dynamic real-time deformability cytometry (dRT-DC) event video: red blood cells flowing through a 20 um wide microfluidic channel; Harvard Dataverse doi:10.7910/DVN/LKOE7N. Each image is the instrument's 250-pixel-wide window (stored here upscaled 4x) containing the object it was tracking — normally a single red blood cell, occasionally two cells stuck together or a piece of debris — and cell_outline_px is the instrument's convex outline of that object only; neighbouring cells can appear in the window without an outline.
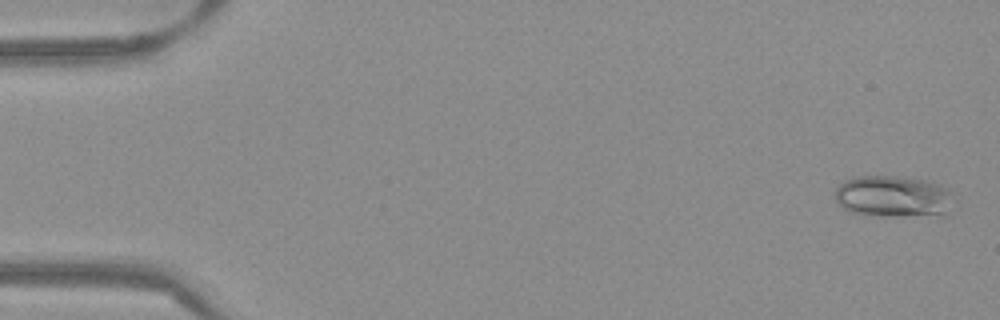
{"species": "Egyptian fruit bat (a non-hibernating species)", "species_latin": "Rousettus aegyptiacus", "temperature_condition": "warm", "stored_images_in_passage": 53, "camera_frame_rate_fps": 3000, "um_per_image_px": 0.085, "frame": {"image": 1, "passage_image": 2, "time_ms": 0.333, "image_size_px": [1000, 320], "cell_outline_px": [[948, 216], [888, 216], [852, 212], [844, 208], [836, 200], [832, 192], [844, 180], [860, 176], [900, 176], [924, 180], [940, 184], [948, 188]], "centroid_in_image_um": [75.89, 16.7], "position_along_channel_um": 9.1, "area_um2": 28.67}}
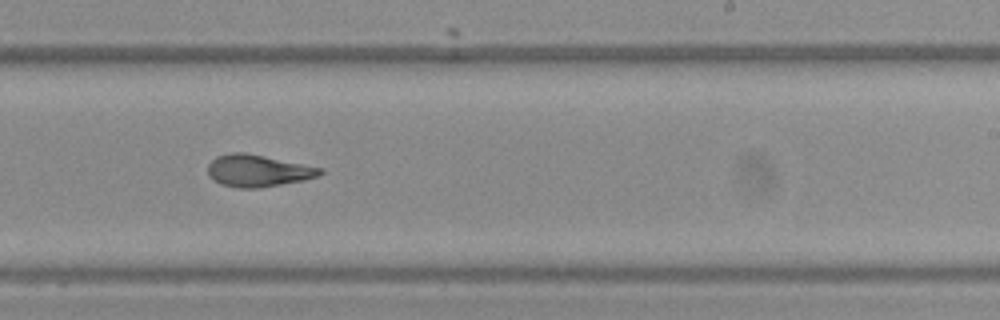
{"frame": {"image": 2, "passage_image": 33, "time_ms": 10.667, "image_size_px": [1000, 320], "cell_outline_px": [[324, 172], [316, 176], [304, 180], [256, 188], [240, 188], [220, 184], [208, 176], [208, 164], [216, 156], [232, 152], [244, 152], [324, 168]], "centroid_in_image_um": [21.9, 14.5], "position_along_channel_um": 267.1, "area_um2": 20.81}}
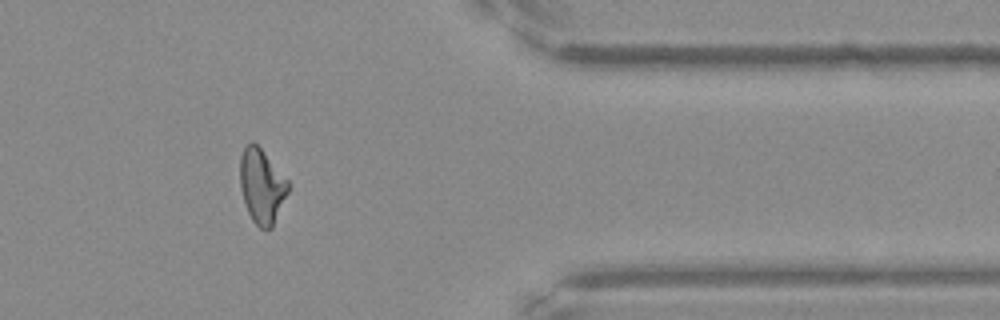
{"frame": {"image": 3, "passage_image": 44, "time_ms": 14.333, "image_size_px": [1000, 320], "cell_outline_px": [[292, 184], [272, 228], [260, 228], [252, 220], [244, 204], [240, 188], [240, 156], [244, 148], [252, 140], [260, 148]], "centroid_in_image_um": [22.26, 15.82], "position_along_channel_um": 389.1, "area_um2": 20.98}, "authors_computed_cell_mechanics": {"area_um2": 21.1548, "velocity_mm_per_s": 3.8533, "shape_relaxation_time_tau1_ms": 8.2963, "shape_relaxation_time_tau2_ms": 2.1745, "deformation_change_tau1": 0.2559, "deformation_change_tau2": 0.1051}}